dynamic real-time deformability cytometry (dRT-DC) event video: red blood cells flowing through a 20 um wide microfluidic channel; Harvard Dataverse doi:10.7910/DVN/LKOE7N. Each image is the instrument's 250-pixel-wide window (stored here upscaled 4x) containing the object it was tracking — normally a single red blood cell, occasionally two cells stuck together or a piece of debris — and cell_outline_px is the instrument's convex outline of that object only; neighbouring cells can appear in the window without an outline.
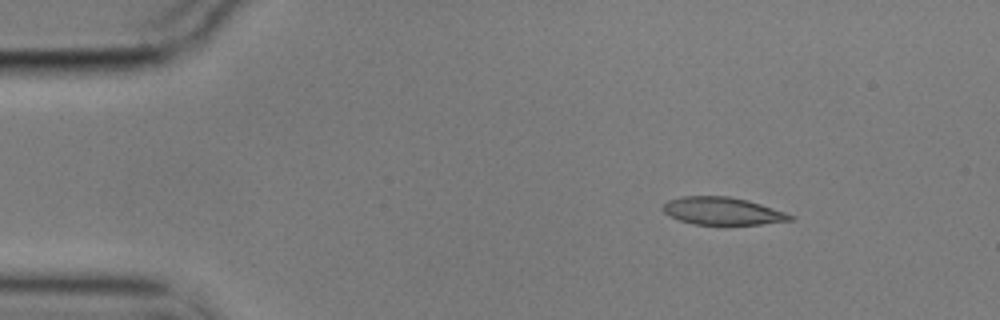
{"species": "common noctule bat (a hibernating species)", "species_latin": "Nyctalus noctula", "temperature_condition": "cold", "stored_images_in_passage": 8, "camera_frame_rate_fps": 3000, "um_per_image_px": 0.085, "animal": {"sex": "male", "body_mass_g": 17.9}, "frame": {"image": 1, "passage_image": 1, "time_ms": 0.0, "image_size_px": [1000, 320], "cell_outline_px": [[796, 216], [792, 220], [760, 224], [724, 228], [692, 224], [680, 220], [664, 212], [660, 208], [668, 200], [684, 196], [728, 196], [748, 200]], "centroid_in_image_um": [61.41, 17.99], "position_along_channel_um": 23.6, "area_um2": 21.21}}